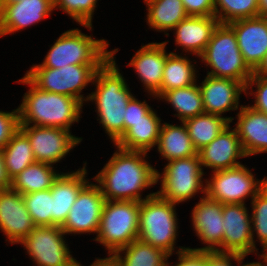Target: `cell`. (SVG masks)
I'll return each instance as SVG.
<instances>
[{
  "label": "cell",
  "instance_id": "cell-4",
  "mask_svg": "<svg viewBox=\"0 0 267 266\" xmlns=\"http://www.w3.org/2000/svg\"><path fill=\"white\" fill-rule=\"evenodd\" d=\"M200 57L212 69L207 75L236 80L244 86L253 75L238 47L236 34L228 24L217 25Z\"/></svg>",
  "mask_w": 267,
  "mask_h": 266
},
{
  "label": "cell",
  "instance_id": "cell-26",
  "mask_svg": "<svg viewBox=\"0 0 267 266\" xmlns=\"http://www.w3.org/2000/svg\"><path fill=\"white\" fill-rule=\"evenodd\" d=\"M181 125L164 123L161 126L157 147L168 162L197 155L185 123L182 122Z\"/></svg>",
  "mask_w": 267,
  "mask_h": 266
},
{
  "label": "cell",
  "instance_id": "cell-24",
  "mask_svg": "<svg viewBox=\"0 0 267 266\" xmlns=\"http://www.w3.org/2000/svg\"><path fill=\"white\" fill-rule=\"evenodd\" d=\"M219 24L215 16H188L173 28L175 42L186 52L200 56L211 40L214 29Z\"/></svg>",
  "mask_w": 267,
  "mask_h": 266
},
{
  "label": "cell",
  "instance_id": "cell-21",
  "mask_svg": "<svg viewBox=\"0 0 267 266\" xmlns=\"http://www.w3.org/2000/svg\"><path fill=\"white\" fill-rule=\"evenodd\" d=\"M3 7L0 37L38 23L55 10L54 0H22Z\"/></svg>",
  "mask_w": 267,
  "mask_h": 266
},
{
  "label": "cell",
  "instance_id": "cell-25",
  "mask_svg": "<svg viewBox=\"0 0 267 266\" xmlns=\"http://www.w3.org/2000/svg\"><path fill=\"white\" fill-rule=\"evenodd\" d=\"M161 119L151 109L144 119L133 123V125L115 143L124 150L148 152L158 144Z\"/></svg>",
  "mask_w": 267,
  "mask_h": 266
},
{
  "label": "cell",
  "instance_id": "cell-44",
  "mask_svg": "<svg viewBox=\"0 0 267 266\" xmlns=\"http://www.w3.org/2000/svg\"><path fill=\"white\" fill-rule=\"evenodd\" d=\"M11 181L7 177L6 170L4 167L3 156L0 151V190L9 189Z\"/></svg>",
  "mask_w": 267,
  "mask_h": 266
},
{
  "label": "cell",
  "instance_id": "cell-46",
  "mask_svg": "<svg viewBox=\"0 0 267 266\" xmlns=\"http://www.w3.org/2000/svg\"><path fill=\"white\" fill-rule=\"evenodd\" d=\"M253 75L256 77L267 78V52L258 66L253 70Z\"/></svg>",
  "mask_w": 267,
  "mask_h": 266
},
{
  "label": "cell",
  "instance_id": "cell-33",
  "mask_svg": "<svg viewBox=\"0 0 267 266\" xmlns=\"http://www.w3.org/2000/svg\"><path fill=\"white\" fill-rule=\"evenodd\" d=\"M123 253H125L124 256L121 255ZM113 255L119 261L120 266H163L170 257L163 250L138 239Z\"/></svg>",
  "mask_w": 267,
  "mask_h": 266
},
{
  "label": "cell",
  "instance_id": "cell-27",
  "mask_svg": "<svg viewBox=\"0 0 267 266\" xmlns=\"http://www.w3.org/2000/svg\"><path fill=\"white\" fill-rule=\"evenodd\" d=\"M53 168L50 164L35 162L11 180L10 188L22 195L50 189L61 174Z\"/></svg>",
  "mask_w": 267,
  "mask_h": 266
},
{
  "label": "cell",
  "instance_id": "cell-18",
  "mask_svg": "<svg viewBox=\"0 0 267 266\" xmlns=\"http://www.w3.org/2000/svg\"><path fill=\"white\" fill-rule=\"evenodd\" d=\"M197 154L201 167H209L212 169V172L238 167L242 164L236 161V159L247 157L236 129L230 130V125L210 144L201 148Z\"/></svg>",
  "mask_w": 267,
  "mask_h": 266
},
{
  "label": "cell",
  "instance_id": "cell-28",
  "mask_svg": "<svg viewBox=\"0 0 267 266\" xmlns=\"http://www.w3.org/2000/svg\"><path fill=\"white\" fill-rule=\"evenodd\" d=\"M232 117L203 113L184 121L197 152L210 144L232 122Z\"/></svg>",
  "mask_w": 267,
  "mask_h": 266
},
{
  "label": "cell",
  "instance_id": "cell-17",
  "mask_svg": "<svg viewBox=\"0 0 267 266\" xmlns=\"http://www.w3.org/2000/svg\"><path fill=\"white\" fill-rule=\"evenodd\" d=\"M228 25L236 34L238 47L245 62L254 70L267 52V17L239 19Z\"/></svg>",
  "mask_w": 267,
  "mask_h": 266
},
{
  "label": "cell",
  "instance_id": "cell-15",
  "mask_svg": "<svg viewBox=\"0 0 267 266\" xmlns=\"http://www.w3.org/2000/svg\"><path fill=\"white\" fill-rule=\"evenodd\" d=\"M222 211V203L212 200L206 195L200 198L192 210V222L197 236L208 246L193 248L194 250L223 253Z\"/></svg>",
  "mask_w": 267,
  "mask_h": 266
},
{
  "label": "cell",
  "instance_id": "cell-9",
  "mask_svg": "<svg viewBox=\"0 0 267 266\" xmlns=\"http://www.w3.org/2000/svg\"><path fill=\"white\" fill-rule=\"evenodd\" d=\"M161 175L157 170V182L161 180V190L156 193L169 202H185L200 190L205 195L202 181L204 172L198 154L168 162Z\"/></svg>",
  "mask_w": 267,
  "mask_h": 266
},
{
  "label": "cell",
  "instance_id": "cell-14",
  "mask_svg": "<svg viewBox=\"0 0 267 266\" xmlns=\"http://www.w3.org/2000/svg\"><path fill=\"white\" fill-rule=\"evenodd\" d=\"M223 253L248 254L257 251L252 220L245 204H223Z\"/></svg>",
  "mask_w": 267,
  "mask_h": 266
},
{
  "label": "cell",
  "instance_id": "cell-23",
  "mask_svg": "<svg viewBox=\"0 0 267 266\" xmlns=\"http://www.w3.org/2000/svg\"><path fill=\"white\" fill-rule=\"evenodd\" d=\"M236 131L246 156L267 152V114L240 105Z\"/></svg>",
  "mask_w": 267,
  "mask_h": 266
},
{
  "label": "cell",
  "instance_id": "cell-8",
  "mask_svg": "<svg viewBox=\"0 0 267 266\" xmlns=\"http://www.w3.org/2000/svg\"><path fill=\"white\" fill-rule=\"evenodd\" d=\"M101 65L71 64L61 68H45L36 64L26 72L25 77L42 91L74 97L83 104V101H88L89 97H84L80 93L90 82H93L95 73Z\"/></svg>",
  "mask_w": 267,
  "mask_h": 266
},
{
  "label": "cell",
  "instance_id": "cell-41",
  "mask_svg": "<svg viewBox=\"0 0 267 266\" xmlns=\"http://www.w3.org/2000/svg\"><path fill=\"white\" fill-rule=\"evenodd\" d=\"M176 254L178 263L174 266H206V250L181 247Z\"/></svg>",
  "mask_w": 267,
  "mask_h": 266
},
{
  "label": "cell",
  "instance_id": "cell-51",
  "mask_svg": "<svg viewBox=\"0 0 267 266\" xmlns=\"http://www.w3.org/2000/svg\"><path fill=\"white\" fill-rule=\"evenodd\" d=\"M72 266H82V265L76 261Z\"/></svg>",
  "mask_w": 267,
  "mask_h": 266
},
{
  "label": "cell",
  "instance_id": "cell-47",
  "mask_svg": "<svg viewBox=\"0 0 267 266\" xmlns=\"http://www.w3.org/2000/svg\"><path fill=\"white\" fill-rule=\"evenodd\" d=\"M260 16L267 17V0H259Z\"/></svg>",
  "mask_w": 267,
  "mask_h": 266
},
{
  "label": "cell",
  "instance_id": "cell-7",
  "mask_svg": "<svg viewBox=\"0 0 267 266\" xmlns=\"http://www.w3.org/2000/svg\"><path fill=\"white\" fill-rule=\"evenodd\" d=\"M106 40H96L79 29L67 30L56 40L41 66L61 68L65 65L103 64L109 57Z\"/></svg>",
  "mask_w": 267,
  "mask_h": 266
},
{
  "label": "cell",
  "instance_id": "cell-45",
  "mask_svg": "<svg viewBox=\"0 0 267 266\" xmlns=\"http://www.w3.org/2000/svg\"><path fill=\"white\" fill-rule=\"evenodd\" d=\"M90 266H120L119 261L114 255H110L104 259H95V261Z\"/></svg>",
  "mask_w": 267,
  "mask_h": 266
},
{
  "label": "cell",
  "instance_id": "cell-5",
  "mask_svg": "<svg viewBox=\"0 0 267 266\" xmlns=\"http://www.w3.org/2000/svg\"><path fill=\"white\" fill-rule=\"evenodd\" d=\"M176 203L161 198L157 193L140 202L138 240L167 253L174 251L178 231Z\"/></svg>",
  "mask_w": 267,
  "mask_h": 266
},
{
  "label": "cell",
  "instance_id": "cell-22",
  "mask_svg": "<svg viewBox=\"0 0 267 266\" xmlns=\"http://www.w3.org/2000/svg\"><path fill=\"white\" fill-rule=\"evenodd\" d=\"M85 167L86 163L81 170L61 173L50 188L53 196V226L64 224L80 191L89 183L85 179L87 177Z\"/></svg>",
  "mask_w": 267,
  "mask_h": 266
},
{
  "label": "cell",
  "instance_id": "cell-1",
  "mask_svg": "<svg viewBox=\"0 0 267 266\" xmlns=\"http://www.w3.org/2000/svg\"><path fill=\"white\" fill-rule=\"evenodd\" d=\"M116 147V152L94 178L105 200L141 202L156 194L150 193L145 198L140 194L143 189L157 184V170L145 160L147 153Z\"/></svg>",
  "mask_w": 267,
  "mask_h": 266
},
{
  "label": "cell",
  "instance_id": "cell-32",
  "mask_svg": "<svg viewBox=\"0 0 267 266\" xmlns=\"http://www.w3.org/2000/svg\"><path fill=\"white\" fill-rule=\"evenodd\" d=\"M161 98L173 106L177 112L175 116L182 122L205 113L201 91L196 83L191 86L166 91L160 97V100Z\"/></svg>",
  "mask_w": 267,
  "mask_h": 266
},
{
  "label": "cell",
  "instance_id": "cell-30",
  "mask_svg": "<svg viewBox=\"0 0 267 266\" xmlns=\"http://www.w3.org/2000/svg\"><path fill=\"white\" fill-rule=\"evenodd\" d=\"M7 177L11 181L36 162L28 137L19 129L1 150Z\"/></svg>",
  "mask_w": 267,
  "mask_h": 266
},
{
  "label": "cell",
  "instance_id": "cell-16",
  "mask_svg": "<svg viewBox=\"0 0 267 266\" xmlns=\"http://www.w3.org/2000/svg\"><path fill=\"white\" fill-rule=\"evenodd\" d=\"M34 228L22 194L11 188L0 190V230L8 241L19 244Z\"/></svg>",
  "mask_w": 267,
  "mask_h": 266
},
{
  "label": "cell",
  "instance_id": "cell-12",
  "mask_svg": "<svg viewBox=\"0 0 267 266\" xmlns=\"http://www.w3.org/2000/svg\"><path fill=\"white\" fill-rule=\"evenodd\" d=\"M32 147L36 162L54 165L82 141L69 130L55 127L20 125Z\"/></svg>",
  "mask_w": 267,
  "mask_h": 266
},
{
  "label": "cell",
  "instance_id": "cell-37",
  "mask_svg": "<svg viewBox=\"0 0 267 266\" xmlns=\"http://www.w3.org/2000/svg\"><path fill=\"white\" fill-rule=\"evenodd\" d=\"M97 0H54V8L67 13L76 22L92 30V17Z\"/></svg>",
  "mask_w": 267,
  "mask_h": 266
},
{
  "label": "cell",
  "instance_id": "cell-2",
  "mask_svg": "<svg viewBox=\"0 0 267 266\" xmlns=\"http://www.w3.org/2000/svg\"><path fill=\"white\" fill-rule=\"evenodd\" d=\"M116 52L118 49L110 51V57L96 71L92 82L96 85V91L88 95V101H95L97 106L96 111L100 117L97 120H100L99 123L114 144L124 134L126 107L134 97L116 66Z\"/></svg>",
  "mask_w": 267,
  "mask_h": 266
},
{
  "label": "cell",
  "instance_id": "cell-48",
  "mask_svg": "<svg viewBox=\"0 0 267 266\" xmlns=\"http://www.w3.org/2000/svg\"><path fill=\"white\" fill-rule=\"evenodd\" d=\"M262 257L263 262H265V264L261 263V262H253V263H247V264H243V266H267V257L264 255H259Z\"/></svg>",
  "mask_w": 267,
  "mask_h": 266
},
{
  "label": "cell",
  "instance_id": "cell-29",
  "mask_svg": "<svg viewBox=\"0 0 267 266\" xmlns=\"http://www.w3.org/2000/svg\"><path fill=\"white\" fill-rule=\"evenodd\" d=\"M147 5V23L159 31H171L189 15L181 0H144Z\"/></svg>",
  "mask_w": 267,
  "mask_h": 266
},
{
  "label": "cell",
  "instance_id": "cell-19",
  "mask_svg": "<svg viewBox=\"0 0 267 266\" xmlns=\"http://www.w3.org/2000/svg\"><path fill=\"white\" fill-rule=\"evenodd\" d=\"M199 88L205 113L221 117L224 112L238 109L241 92L247 94L241 82L211 75L206 76Z\"/></svg>",
  "mask_w": 267,
  "mask_h": 266
},
{
  "label": "cell",
  "instance_id": "cell-20",
  "mask_svg": "<svg viewBox=\"0 0 267 266\" xmlns=\"http://www.w3.org/2000/svg\"><path fill=\"white\" fill-rule=\"evenodd\" d=\"M167 42L143 45L131 59L129 66L134 67L145 89L155 98L161 97V83L166 58Z\"/></svg>",
  "mask_w": 267,
  "mask_h": 266
},
{
  "label": "cell",
  "instance_id": "cell-39",
  "mask_svg": "<svg viewBox=\"0 0 267 266\" xmlns=\"http://www.w3.org/2000/svg\"><path fill=\"white\" fill-rule=\"evenodd\" d=\"M253 85H257V90L253 93L255 103L250 107L258 112L267 114V78L252 75L245 85V91L250 88L253 89Z\"/></svg>",
  "mask_w": 267,
  "mask_h": 266
},
{
  "label": "cell",
  "instance_id": "cell-35",
  "mask_svg": "<svg viewBox=\"0 0 267 266\" xmlns=\"http://www.w3.org/2000/svg\"><path fill=\"white\" fill-rule=\"evenodd\" d=\"M27 211L35 226H53L51 189L23 194Z\"/></svg>",
  "mask_w": 267,
  "mask_h": 266
},
{
  "label": "cell",
  "instance_id": "cell-13",
  "mask_svg": "<svg viewBox=\"0 0 267 266\" xmlns=\"http://www.w3.org/2000/svg\"><path fill=\"white\" fill-rule=\"evenodd\" d=\"M105 201L100 186L89 182L80 191L61 229L65 234H97Z\"/></svg>",
  "mask_w": 267,
  "mask_h": 266
},
{
  "label": "cell",
  "instance_id": "cell-49",
  "mask_svg": "<svg viewBox=\"0 0 267 266\" xmlns=\"http://www.w3.org/2000/svg\"><path fill=\"white\" fill-rule=\"evenodd\" d=\"M22 0H2L3 5H10L17 2H21Z\"/></svg>",
  "mask_w": 267,
  "mask_h": 266
},
{
  "label": "cell",
  "instance_id": "cell-11",
  "mask_svg": "<svg viewBox=\"0 0 267 266\" xmlns=\"http://www.w3.org/2000/svg\"><path fill=\"white\" fill-rule=\"evenodd\" d=\"M64 235L61 226H35L19 244L37 266H72L77 260L70 254Z\"/></svg>",
  "mask_w": 267,
  "mask_h": 266
},
{
  "label": "cell",
  "instance_id": "cell-31",
  "mask_svg": "<svg viewBox=\"0 0 267 266\" xmlns=\"http://www.w3.org/2000/svg\"><path fill=\"white\" fill-rule=\"evenodd\" d=\"M187 57L169 53L163 70L161 96L173 89L191 86L196 83V69Z\"/></svg>",
  "mask_w": 267,
  "mask_h": 266
},
{
  "label": "cell",
  "instance_id": "cell-38",
  "mask_svg": "<svg viewBox=\"0 0 267 266\" xmlns=\"http://www.w3.org/2000/svg\"><path fill=\"white\" fill-rule=\"evenodd\" d=\"M20 119L18 108L12 112L0 111V151L11 140V137L19 130Z\"/></svg>",
  "mask_w": 267,
  "mask_h": 266
},
{
  "label": "cell",
  "instance_id": "cell-42",
  "mask_svg": "<svg viewBox=\"0 0 267 266\" xmlns=\"http://www.w3.org/2000/svg\"><path fill=\"white\" fill-rule=\"evenodd\" d=\"M189 16H214V0H181Z\"/></svg>",
  "mask_w": 267,
  "mask_h": 266
},
{
  "label": "cell",
  "instance_id": "cell-6",
  "mask_svg": "<svg viewBox=\"0 0 267 266\" xmlns=\"http://www.w3.org/2000/svg\"><path fill=\"white\" fill-rule=\"evenodd\" d=\"M139 210L140 202L105 201L95 241L106 247L108 255L138 239Z\"/></svg>",
  "mask_w": 267,
  "mask_h": 266
},
{
  "label": "cell",
  "instance_id": "cell-36",
  "mask_svg": "<svg viewBox=\"0 0 267 266\" xmlns=\"http://www.w3.org/2000/svg\"><path fill=\"white\" fill-rule=\"evenodd\" d=\"M252 206V233L256 232L258 240L263 246L262 255L267 254V184L251 200Z\"/></svg>",
  "mask_w": 267,
  "mask_h": 266
},
{
  "label": "cell",
  "instance_id": "cell-10",
  "mask_svg": "<svg viewBox=\"0 0 267 266\" xmlns=\"http://www.w3.org/2000/svg\"><path fill=\"white\" fill-rule=\"evenodd\" d=\"M257 180V181H256ZM205 195L222 204H245L248 196L253 199L267 184V177L261 181L244 165L231 169L213 171L211 179L205 180Z\"/></svg>",
  "mask_w": 267,
  "mask_h": 266
},
{
  "label": "cell",
  "instance_id": "cell-43",
  "mask_svg": "<svg viewBox=\"0 0 267 266\" xmlns=\"http://www.w3.org/2000/svg\"><path fill=\"white\" fill-rule=\"evenodd\" d=\"M245 255L230 254V253H218L212 251H206V266H233L231 261H237L238 266L243 263ZM235 266V265H234Z\"/></svg>",
  "mask_w": 267,
  "mask_h": 266
},
{
  "label": "cell",
  "instance_id": "cell-52",
  "mask_svg": "<svg viewBox=\"0 0 267 266\" xmlns=\"http://www.w3.org/2000/svg\"><path fill=\"white\" fill-rule=\"evenodd\" d=\"M163 266H169V263L168 262H166ZM172 266V265H171Z\"/></svg>",
  "mask_w": 267,
  "mask_h": 266
},
{
  "label": "cell",
  "instance_id": "cell-40",
  "mask_svg": "<svg viewBox=\"0 0 267 266\" xmlns=\"http://www.w3.org/2000/svg\"><path fill=\"white\" fill-rule=\"evenodd\" d=\"M151 109L152 108L146 103L145 100L141 102L133 97L126 107V114L124 117V133L133 125V123L144 119V116Z\"/></svg>",
  "mask_w": 267,
  "mask_h": 266
},
{
  "label": "cell",
  "instance_id": "cell-50",
  "mask_svg": "<svg viewBox=\"0 0 267 266\" xmlns=\"http://www.w3.org/2000/svg\"><path fill=\"white\" fill-rule=\"evenodd\" d=\"M3 3L2 0H0V27H1V23H2V19H3Z\"/></svg>",
  "mask_w": 267,
  "mask_h": 266
},
{
  "label": "cell",
  "instance_id": "cell-3",
  "mask_svg": "<svg viewBox=\"0 0 267 266\" xmlns=\"http://www.w3.org/2000/svg\"><path fill=\"white\" fill-rule=\"evenodd\" d=\"M18 82L30 86L18 107L20 125L55 127L69 130L79 122L83 104L76 98L42 91L25 76Z\"/></svg>",
  "mask_w": 267,
  "mask_h": 266
},
{
  "label": "cell",
  "instance_id": "cell-34",
  "mask_svg": "<svg viewBox=\"0 0 267 266\" xmlns=\"http://www.w3.org/2000/svg\"><path fill=\"white\" fill-rule=\"evenodd\" d=\"M214 16L221 24L260 16L259 0H214Z\"/></svg>",
  "mask_w": 267,
  "mask_h": 266
}]
</instances>
